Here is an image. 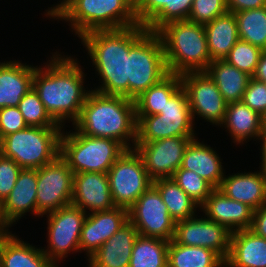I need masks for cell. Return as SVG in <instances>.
<instances>
[{"instance_id": "1", "label": "cell", "mask_w": 266, "mask_h": 267, "mask_svg": "<svg viewBox=\"0 0 266 267\" xmlns=\"http://www.w3.org/2000/svg\"><path fill=\"white\" fill-rule=\"evenodd\" d=\"M50 58L48 64L35 69L33 88L59 125L64 126L66 120L73 124L91 91L83 86L86 74L77 58L62 56L57 51Z\"/></svg>"}, {"instance_id": "2", "label": "cell", "mask_w": 266, "mask_h": 267, "mask_svg": "<svg viewBox=\"0 0 266 267\" xmlns=\"http://www.w3.org/2000/svg\"><path fill=\"white\" fill-rule=\"evenodd\" d=\"M147 31L138 24L116 30H95L80 37L102 80V86L95 87L94 91L129 98V49Z\"/></svg>"}, {"instance_id": "3", "label": "cell", "mask_w": 266, "mask_h": 267, "mask_svg": "<svg viewBox=\"0 0 266 267\" xmlns=\"http://www.w3.org/2000/svg\"><path fill=\"white\" fill-rule=\"evenodd\" d=\"M73 128L84 135L117 140L126 149H134L137 138L134 100L91 89Z\"/></svg>"}, {"instance_id": "4", "label": "cell", "mask_w": 266, "mask_h": 267, "mask_svg": "<svg viewBox=\"0 0 266 267\" xmlns=\"http://www.w3.org/2000/svg\"><path fill=\"white\" fill-rule=\"evenodd\" d=\"M51 18L69 21L79 38L95 30L138 25L135 0H65Z\"/></svg>"}, {"instance_id": "5", "label": "cell", "mask_w": 266, "mask_h": 267, "mask_svg": "<svg viewBox=\"0 0 266 267\" xmlns=\"http://www.w3.org/2000/svg\"><path fill=\"white\" fill-rule=\"evenodd\" d=\"M169 73L182 75L205 71L212 62L204 25L187 21L169 22L157 31Z\"/></svg>"}, {"instance_id": "6", "label": "cell", "mask_w": 266, "mask_h": 267, "mask_svg": "<svg viewBox=\"0 0 266 267\" xmlns=\"http://www.w3.org/2000/svg\"><path fill=\"white\" fill-rule=\"evenodd\" d=\"M75 130H62L60 157L74 174L82 172L107 173L114 162L127 150L117 140L88 136Z\"/></svg>"}, {"instance_id": "7", "label": "cell", "mask_w": 266, "mask_h": 267, "mask_svg": "<svg viewBox=\"0 0 266 267\" xmlns=\"http://www.w3.org/2000/svg\"><path fill=\"white\" fill-rule=\"evenodd\" d=\"M63 127H32L11 133L0 140V154L13 159L22 169H38L60 154Z\"/></svg>"}, {"instance_id": "8", "label": "cell", "mask_w": 266, "mask_h": 267, "mask_svg": "<svg viewBox=\"0 0 266 267\" xmlns=\"http://www.w3.org/2000/svg\"><path fill=\"white\" fill-rule=\"evenodd\" d=\"M135 144H144L168 137H195L194 121L185 90L181 87L159 114L136 115Z\"/></svg>"}, {"instance_id": "9", "label": "cell", "mask_w": 266, "mask_h": 267, "mask_svg": "<svg viewBox=\"0 0 266 267\" xmlns=\"http://www.w3.org/2000/svg\"><path fill=\"white\" fill-rule=\"evenodd\" d=\"M168 74L161 38L157 32L147 31L129 49V99H136Z\"/></svg>"}, {"instance_id": "10", "label": "cell", "mask_w": 266, "mask_h": 267, "mask_svg": "<svg viewBox=\"0 0 266 267\" xmlns=\"http://www.w3.org/2000/svg\"><path fill=\"white\" fill-rule=\"evenodd\" d=\"M107 174L111 197L117 207L129 209L153 185L135 149L125 150Z\"/></svg>"}, {"instance_id": "11", "label": "cell", "mask_w": 266, "mask_h": 267, "mask_svg": "<svg viewBox=\"0 0 266 267\" xmlns=\"http://www.w3.org/2000/svg\"><path fill=\"white\" fill-rule=\"evenodd\" d=\"M87 214L70 204L46 215L49 244L42 251L56 267L71 251L80 252L81 231Z\"/></svg>"}, {"instance_id": "12", "label": "cell", "mask_w": 266, "mask_h": 267, "mask_svg": "<svg viewBox=\"0 0 266 267\" xmlns=\"http://www.w3.org/2000/svg\"><path fill=\"white\" fill-rule=\"evenodd\" d=\"M73 171L60 155L37 169V216L54 212L72 202Z\"/></svg>"}, {"instance_id": "13", "label": "cell", "mask_w": 266, "mask_h": 267, "mask_svg": "<svg viewBox=\"0 0 266 267\" xmlns=\"http://www.w3.org/2000/svg\"><path fill=\"white\" fill-rule=\"evenodd\" d=\"M128 219L141 236L166 241L174 237L176 222L153 185L128 209Z\"/></svg>"}, {"instance_id": "14", "label": "cell", "mask_w": 266, "mask_h": 267, "mask_svg": "<svg viewBox=\"0 0 266 267\" xmlns=\"http://www.w3.org/2000/svg\"><path fill=\"white\" fill-rule=\"evenodd\" d=\"M180 78L188 97L193 121L197 115L212 125L220 126L225 117L227 103L215 82L205 71L184 73Z\"/></svg>"}, {"instance_id": "15", "label": "cell", "mask_w": 266, "mask_h": 267, "mask_svg": "<svg viewBox=\"0 0 266 267\" xmlns=\"http://www.w3.org/2000/svg\"><path fill=\"white\" fill-rule=\"evenodd\" d=\"M195 137H168L144 144L134 149L142 158L149 177L154 181L171 178L181 167L186 147Z\"/></svg>"}, {"instance_id": "16", "label": "cell", "mask_w": 266, "mask_h": 267, "mask_svg": "<svg viewBox=\"0 0 266 267\" xmlns=\"http://www.w3.org/2000/svg\"><path fill=\"white\" fill-rule=\"evenodd\" d=\"M197 215L175 223L173 240L185 246H199L216 252L224 261L230 251L232 232L224 225Z\"/></svg>"}, {"instance_id": "17", "label": "cell", "mask_w": 266, "mask_h": 267, "mask_svg": "<svg viewBox=\"0 0 266 267\" xmlns=\"http://www.w3.org/2000/svg\"><path fill=\"white\" fill-rule=\"evenodd\" d=\"M128 221V209L123 207L88 213L81 231L80 253L84 250L90 258Z\"/></svg>"}, {"instance_id": "18", "label": "cell", "mask_w": 266, "mask_h": 267, "mask_svg": "<svg viewBox=\"0 0 266 267\" xmlns=\"http://www.w3.org/2000/svg\"><path fill=\"white\" fill-rule=\"evenodd\" d=\"M71 204L86 213H94L114 208L115 204L111 197L108 174L101 172L73 174Z\"/></svg>"}, {"instance_id": "19", "label": "cell", "mask_w": 266, "mask_h": 267, "mask_svg": "<svg viewBox=\"0 0 266 267\" xmlns=\"http://www.w3.org/2000/svg\"><path fill=\"white\" fill-rule=\"evenodd\" d=\"M37 169H22L11 193L0 204V215L4 225L9 228L25 213L37 217Z\"/></svg>"}, {"instance_id": "20", "label": "cell", "mask_w": 266, "mask_h": 267, "mask_svg": "<svg viewBox=\"0 0 266 267\" xmlns=\"http://www.w3.org/2000/svg\"><path fill=\"white\" fill-rule=\"evenodd\" d=\"M205 217L224 225L231 232L250 229L253 209L245 203L228 198L218 188H214L205 203L200 207Z\"/></svg>"}, {"instance_id": "21", "label": "cell", "mask_w": 266, "mask_h": 267, "mask_svg": "<svg viewBox=\"0 0 266 267\" xmlns=\"http://www.w3.org/2000/svg\"><path fill=\"white\" fill-rule=\"evenodd\" d=\"M194 0H135L136 18L148 31L157 32L169 22L187 21Z\"/></svg>"}, {"instance_id": "22", "label": "cell", "mask_w": 266, "mask_h": 267, "mask_svg": "<svg viewBox=\"0 0 266 267\" xmlns=\"http://www.w3.org/2000/svg\"><path fill=\"white\" fill-rule=\"evenodd\" d=\"M225 175L218 189L228 198L247 204L253 210L266 203V172Z\"/></svg>"}, {"instance_id": "23", "label": "cell", "mask_w": 266, "mask_h": 267, "mask_svg": "<svg viewBox=\"0 0 266 267\" xmlns=\"http://www.w3.org/2000/svg\"><path fill=\"white\" fill-rule=\"evenodd\" d=\"M139 233L128 221L88 260L89 267H129L132 249Z\"/></svg>"}, {"instance_id": "24", "label": "cell", "mask_w": 266, "mask_h": 267, "mask_svg": "<svg viewBox=\"0 0 266 267\" xmlns=\"http://www.w3.org/2000/svg\"><path fill=\"white\" fill-rule=\"evenodd\" d=\"M36 68L17 60L0 62V108L19 105L33 87Z\"/></svg>"}, {"instance_id": "25", "label": "cell", "mask_w": 266, "mask_h": 267, "mask_svg": "<svg viewBox=\"0 0 266 267\" xmlns=\"http://www.w3.org/2000/svg\"><path fill=\"white\" fill-rule=\"evenodd\" d=\"M221 161L216 150L194 138L184 151L181 168L195 172L213 188H218L225 176Z\"/></svg>"}, {"instance_id": "26", "label": "cell", "mask_w": 266, "mask_h": 267, "mask_svg": "<svg viewBox=\"0 0 266 267\" xmlns=\"http://www.w3.org/2000/svg\"><path fill=\"white\" fill-rule=\"evenodd\" d=\"M225 267H266V238L250 229L232 232Z\"/></svg>"}, {"instance_id": "27", "label": "cell", "mask_w": 266, "mask_h": 267, "mask_svg": "<svg viewBox=\"0 0 266 267\" xmlns=\"http://www.w3.org/2000/svg\"><path fill=\"white\" fill-rule=\"evenodd\" d=\"M0 267H56L42 251L10 231L0 235Z\"/></svg>"}, {"instance_id": "28", "label": "cell", "mask_w": 266, "mask_h": 267, "mask_svg": "<svg viewBox=\"0 0 266 267\" xmlns=\"http://www.w3.org/2000/svg\"><path fill=\"white\" fill-rule=\"evenodd\" d=\"M262 116L243 101L227 104L225 117L220 125L227 128L233 143L244 144L249 139H260ZM247 140V141H246Z\"/></svg>"}, {"instance_id": "29", "label": "cell", "mask_w": 266, "mask_h": 267, "mask_svg": "<svg viewBox=\"0 0 266 267\" xmlns=\"http://www.w3.org/2000/svg\"><path fill=\"white\" fill-rule=\"evenodd\" d=\"M207 47L212 61L224 60L239 38L237 20L234 13L216 17L204 25Z\"/></svg>"}, {"instance_id": "30", "label": "cell", "mask_w": 266, "mask_h": 267, "mask_svg": "<svg viewBox=\"0 0 266 267\" xmlns=\"http://www.w3.org/2000/svg\"><path fill=\"white\" fill-rule=\"evenodd\" d=\"M205 72L215 82L227 104L242 101L252 78L225 60L212 61Z\"/></svg>"}, {"instance_id": "31", "label": "cell", "mask_w": 266, "mask_h": 267, "mask_svg": "<svg viewBox=\"0 0 266 267\" xmlns=\"http://www.w3.org/2000/svg\"><path fill=\"white\" fill-rule=\"evenodd\" d=\"M182 87L179 74L169 73L160 82L141 93L136 99V115L159 114L166 102Z\"/></svg>"}, {"instance_id": "32", "label": "cell", "mask_w": 266, "mask_h": 267, "mask_svg": "<svg viewBox=\"0 0 266 267\" xmlns=\"http://www.w3.org/2000/svg\"><path fill=\"white\" fill-rule=\"evenodd\" d=\"M167 262L168 267H225V261L216 252L178 244L173 239L169 241Z\"/></svg>"}, {"instance_id": "33", "label": "cell", "mask_w": 266, "mask_h": 267, "mask_svg": "<svg viewBox=\"0 0 266 267\" xmlns=\"http://www.w3.org/2000/svg\"><path fill=\"white\" fill-rule=\"evenodd\" d=\"M153 186L159 191L171 218L175 222L195 216V212H197L196 208L199 206L186 194L173 178L154 180Z\"/></svg>"}, {"instance_id": "34", "label": "cell", "mask_w": 266, "mask_h": 267, "mask_svg": "<svg viewBox=\"0 0 266 267\" xmlns=\"http://www.w3.org/2000/svg\"><path fill=\"white\" fill-rule=\"evenodd\" d=\"M168 245L169 241L138 235L129 267H168Z\"/></svg>"}, {"instance_id": "35", "label": "cell", "mask_w": 266, "mask_h": 267, "mask_svg": "<svg viewBox=\"0 0 266 267\" xmlns=\"http://www.w3.org/2000/svg\"><path fill=\"white\" fill-rule=\"evenodd\" d=\"M240 40L266 50V6L234 12Z\"/></svg>"}, {"instance_id": "36", "label": "cell", "mask_w": 266, "mask_h": 267, "mask_svg": "<svg viewBox=\"0 0 266 267\" xmlns=\"http://www.w3.org/2000/svg\"><path fill=\"white\" fill-rule=\"evenodd\" d=\"M18 108L28 126L63 127L49 115L33 87L23 96Z\"/></svg>"}, {"instance_id": "37", "label": "cell", "mask_w": 266, "mask_h": 267, "mask_svg": "<svg viewBox=\"0 0 266 267\" xmlns=\"http://www.w3.org/2000/svg\"><path fill=\"white\" fill-rule=\"evenodd\" d=\"M171 178H173V180L186 192L199 208L205 203L206 199L214 189L198 174L181 167Z\"/></svg>"}, {"instance_id": "38", "label": "cell", "mask_w": 266, "mask_h": 267, "mask_svg": "<svg viewBox=\"0 0 266 267\" xmlns=\"http://www.w3.org/2000/svg\"><path fill=\"white\" fill-rule=\"evenodd\" d=\"M262 51L260 47L239 39L224 60L252 77Z\"/></svg>"}, {"instance_id": "39", "label": "cell", "mask_w": 266, "mask_h": 267, "mask_svg": "<svg viewBox=\"0 0 266 267\" xmlns=\"http://www.w3.org/2000/svg\"><path fill=\"white\" fill-rule=\"evenodd\" d=\"M227 12L226 0H194L188 21L205 25Z\"/></svg>"}, {"instance_id": "40", "label": "cell", "mask_w": 266, "mask_h": 267, "mask_svg": "<svg viewBox=\"0 0 266 267\" xmlns=\"http://www.w3.org/2000/svg\"><path fill=\"white\" fill-rule=\"evenodd\" d=\"M21 170L13 159L0 154V204L11 193Z\"/></svg>"}, {"instance_id": "41", "label": "cell", "mask_w": 266, "mask_h": 267, "mask_svg": "<svg viewBox=\"0 0 266 267\" xmlns=\"http://www.w3.org/2000/svg\"><path fill=\"white\" fill-rule=\"evenodd\" d=\"M28 127L18 106L0 108V140Z\"/></svg>"}, {"instance_id": "42", "label": "cell", "mask_w": 266, "mask_h": 267, "mask_svg": "<svg viewBox=\"0 0 266 267\" xmlns=\"http://www.w3.org/2000/svg\"><path fill=\"white\" fill-rule=\"evenodd\" d=\"M242 101L253 111L263 116L266 113V87L264 82L251 78Z\"/></svg>"}, {"instance_id": "43", "label": "cell", "mask_w": 266, "mask_h": 267, "mask_svg": "<svg viewBox=\"0 0 266 267\" xmlns=\"http://www.w3.org/2000/svg\"><path fill=\"white\" fill-rule=\"evenodd\" d=\"M227 10L230 13L246 11L266 6V0H226Z\"/></svg>"}, {"instance_id": "44", "label": "cell", "mask_w": 266, "mask_h": 267, "mask_svg": "<svg viewBox=\"0 0 266 267\" xmlns=\"http://www.w3.org/2000/svg\"><path fill=\"white\" fill-rule=\"evenodd\" d=\"M250 230L256 235L266 238V203L253 211Z\"/></svg>"}, {"instance_id": "45", "label": "cell", "mask_w": 266, "mask_h": 267, "mask_svg": "<svg viewBox=\"0 0 266 267\" xmlns=\"http://www.w3.org/2000/svg\"><path fill=\"white\" fill-rule=\"evenodd\" d=\"M252 78L260 82H266V50L262 51Z\"/></svg>"}, {"instance_id": "46", "label": "cell", "mask_w": 266, "mask_h": 267, "mask_svg": "<svg viewBox=\"0 0 266 267\" xmlns=\"http://www.w3.org/2000/svg\"><path fill=\"white\" fill-rule=\"evenodd\" d=\"M261 142V145H260V147H261V155L262 156H260V158L262 159L261 161H260V166H261V168L266 172V134H261V136H260V139H259Z\"/></svg>"}, {"instance_id": "47", "label": "cell", "mask_w": 266, "mask_h": 267, "mask_svg": "<svg viewBox=\"0 0 266 267\" xmlns=\"http://www.w3.org/2000/svg\"><path fill=\"white\" fill-rule=\"evenodd\" d=\"M65 0H62L60 2V4L58 3L57 5H55L54 7L52 6L51 8H49L47 11H46V17H52L60 8V5L61 3H63Z\"/></svg>"}, {"instance_id": "48", "label": "cell", "mask_w": 266, "mask_h": 267, "mask_svg": "<svg viewBox=\"0 0 266 267\" xmlns=\"http://www.w3.org/2000/svg\"><path fill=\"white\" fill-rule=\"evenodd\" d=\"M261 134H266V113L262 116L261 119Z\"/></svg>"}, {"instance_id": "49", "label": "cell", "mask_w": 266, "mask_h": 267, "mask_svg": "<svg viewBox=\"0 0 266 267\" xmlns=\"http://www.w3.org/2000/svg\"><path fill=\"white\" fill-rule=\"evenodd\" d=\"M8 231H10V229H8V228L4 225V223H3L2 219H1V215H0V235H3V234H5V233H7Z\"/></svg>"}]
</instances>
